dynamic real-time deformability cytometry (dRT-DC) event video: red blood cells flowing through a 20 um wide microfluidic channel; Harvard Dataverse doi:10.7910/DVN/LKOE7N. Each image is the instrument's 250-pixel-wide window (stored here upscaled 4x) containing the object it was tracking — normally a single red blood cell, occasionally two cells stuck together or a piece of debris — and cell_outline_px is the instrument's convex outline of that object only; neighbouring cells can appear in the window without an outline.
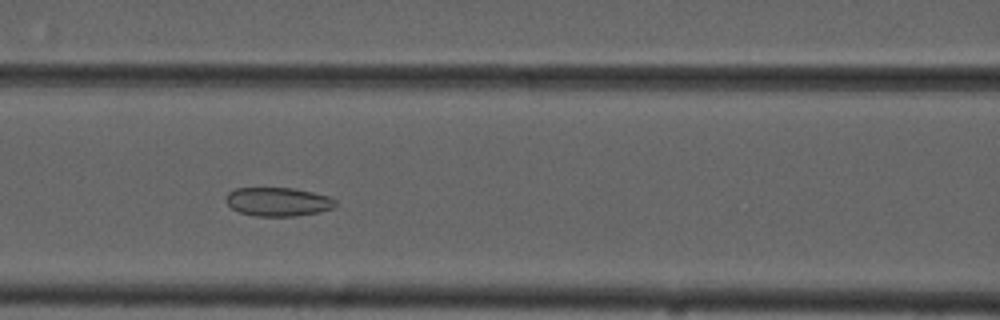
{"species": "common noctule bat (a hibernating species)", "species_latin": "Nyctalus noctula", "temperature_condition": "cold", "stored_images_in_passage": 33, "camera_frame_rate_fps": 3000, "um_per_image_px": 0.085, "animal": {"sex": "male", "forearm_length_mm": 52.5}, "frame": {"image": 1, "passage_image": 9, "time_ms": 2.667, "image_size_px": [1000, 320], "cell_outline_px": [[336, 204], [332, 208], [316, 212], [292, 216], [256, 216], [240, 212], [232, 208], [224, 200], [224, 196], [228, 192], [236, 188], [292, 188], [312, 192], [328, 196], [336, 200]], "centroid_in_image_um": [23.58, 17.14], "position_along_channel_um": 143.0, "area_um2": 18.21}}
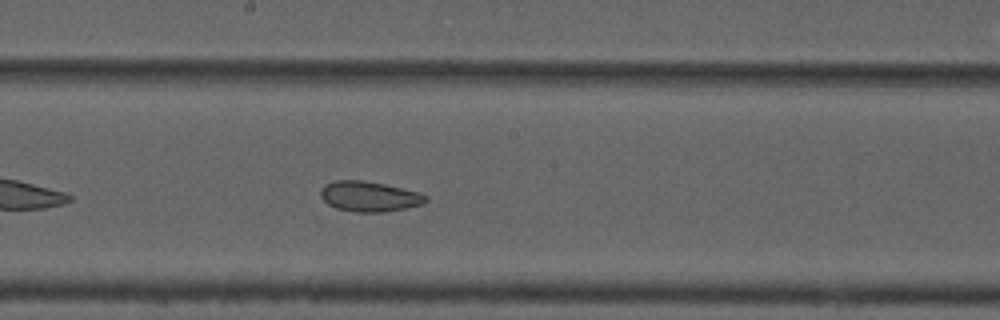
{"frame": {"image": 2, "passage_image": 15, "time_ms": 4.667, "image_size_px": [1000, 320], "cell_outline_px": [[428, 200], [424, 204], [404, 208], [380, 212], [356, 212], [336, 208], [328, 204], [320, 196], [320, 192], [324, 184], [336, 180], [364, 180], [384, 184], [420, 192], [428, 196]], "centroid_in_image_um": [31.4, 16.69], "position_along_channel_um": 216.8, "area_um2": 18.55}}
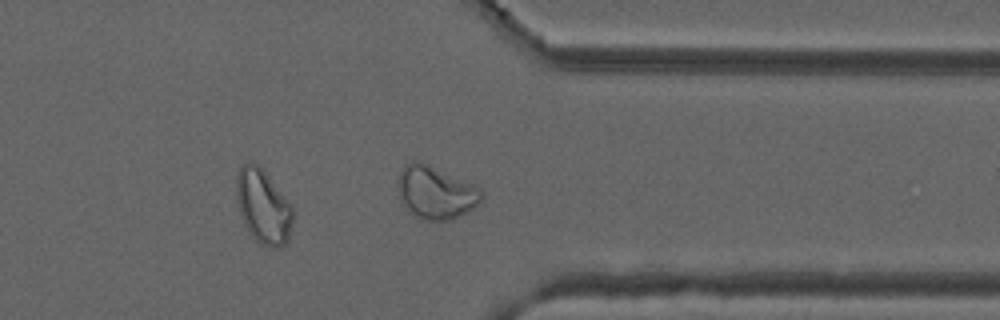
{"frame": {"image": 3, "passage_image": 28, "time_ms": 9.0, "image_size_px": [1000, 320], "cell_outline_px": [[484, 196], [480, 204], [452, 220], [428, 220], [416, 216], [408, 212], [400, 204], [396, 184], [396, 180], [404, 164], [412, 160], [416, 160], [428, 164], [480, 188], [484, 192]], "centroid_in_image_um": [36.98, 16.36], "position_along_channel_um": 374.4, "area_um2": 26.13}, "authors_computed_cell_mechanics": {"area_um2": 19.074, "velocity_mm_per_s": 3.6953, "shape_relaxation_time_tau1_ms": null, "shape_relaxation_time_tau2_ms": 1.9442, "deformation_change_tau1": null, "deformation_change_tau2": 0.0649}}